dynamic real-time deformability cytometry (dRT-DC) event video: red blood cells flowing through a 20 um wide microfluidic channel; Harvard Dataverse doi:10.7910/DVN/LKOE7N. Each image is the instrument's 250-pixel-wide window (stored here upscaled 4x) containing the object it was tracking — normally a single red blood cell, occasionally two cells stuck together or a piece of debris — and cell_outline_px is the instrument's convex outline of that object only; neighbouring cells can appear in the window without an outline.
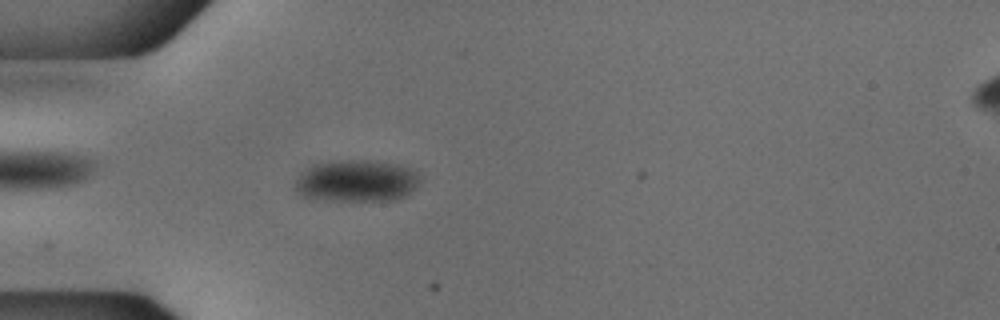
{"species": "common noctule bat (a hibernating species)", "species_latin": "Nyctalus noctula", "temperature_condition": "cold", "stored_images_in_passage": 53, "camera_frame_rate_fps": 3000, "um_per_image_px": 0.085, "animal": {"sex": "male", "body_mass_g": 18.8}, "frame": {"image": 1, "passage_image": 15, "time_ms": 4.667, "image_size_px": [1000, 320], "cell_outline_px": [[420, 180], [404, 196], [396, 200], [316, 200], [300, 196], [292, 188], [292, 184], [300, 172], [312, 164], [340, 160], [368, 160], [400, 164], [412, 168], [420, 176]], "centroid_in_image_um": [30.21, 15.37], "position_along_channel_um": 54.8, "area_um2": 30.98}}
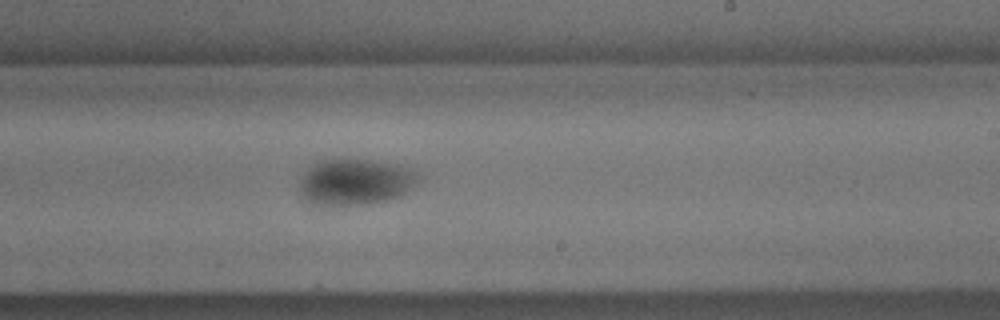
{"frame": {"image": 2, "passage_image": 32, "time_ms": 10.333, "image_size_px": [1000, 320], "cell_outline_px": [[420, 176], [400, 196], [388, 200], [368, 204], [316, 204], [308, 200], [304, 196], [300, 188], [300, 180], [304, 172], [312, 164], [320, 160], [332, 156], [368, 160], [400, 164], [416, 168]], "centroid_in_image_um": [30.21, 15.39], "position_along_channel_um": 258.8, "area_um2": 32.25}}
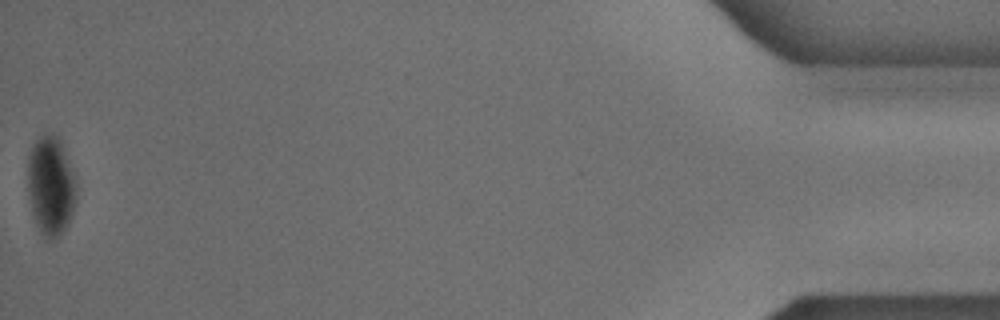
{"frame": {"image": 3, "passage_image": 53, "time_ms": 17.333, "image_size_px": [1000, 320], "cell_outline_px": [[76, 204], [72, 216], [68, 224], [60, 236], [44, 236], [40, 232], [36, 224], [32, 212], [28, 188], [28, 156], [36, 140], [44, 132], [56, 136], [60, 140], [76, 176]], "centroid_in_image_um": [4.34, 15.77], "position_along_channel_um": 430.9, "area_um2": 28.15}, "authors_computed_cell_mechanics": {"area_um2": 29.767, "velocity_mm_per_s": 3.7595, "shape_relaxation_time_tau1_ms": null, "shape_relaxation_time_tau2_ms": 6.9999, "deformation_change_tau1": null, "deformation_change_tau2": 0.0473}}